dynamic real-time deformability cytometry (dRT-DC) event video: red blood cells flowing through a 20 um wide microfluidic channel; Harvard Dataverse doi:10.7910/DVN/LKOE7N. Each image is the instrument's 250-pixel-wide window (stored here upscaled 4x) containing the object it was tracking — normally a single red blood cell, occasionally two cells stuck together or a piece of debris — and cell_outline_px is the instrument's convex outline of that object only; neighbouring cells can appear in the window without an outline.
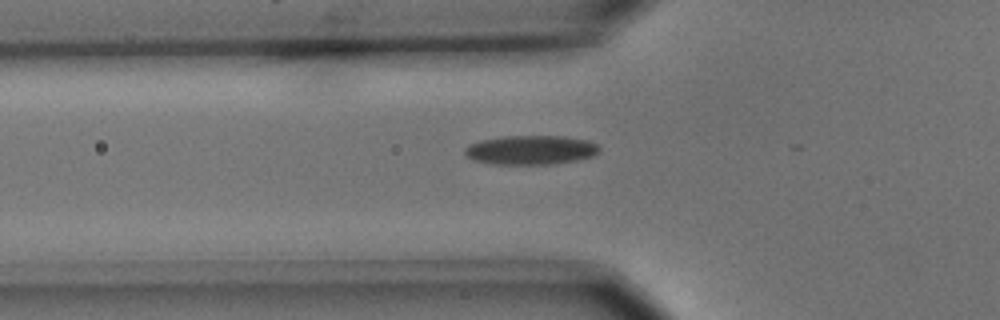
{"species": "common noctule bat (a hibernating species)", "species_latin": "Nyctalus noctula", "temperature_condition": "cold", "stored_images_in_passage": 10, "camera_frame_rate_fps": 3000, "um_per_image_px": 0.085, "animal": {"sex": "male", "body_mass_g": 15.6}, "frame": {"image": 1, "passage_image": 2, "time_ms": 0.333, "image_size_px": [1000, 320], "cell_outline_px": [[600, 152], [592, 156], [576, 160], [552, 164], [492, 164], [472, 160], [464, 152], [464, 148], [468, 144], [480, 140], [504, 136], [564, 136], [588, 140], [596, 144], [600, 148]], "centroid_in_image_um": [45.1, 12.74], "position_along_channel_um": 80.7, "area_um2": 23.0}}
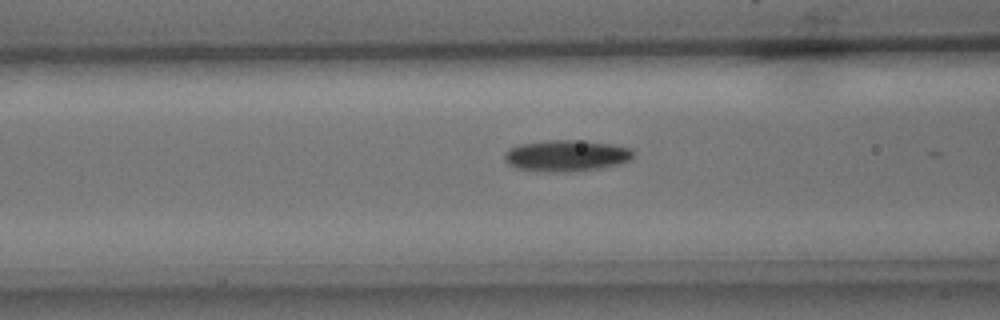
{"frame": {"image": 2, "passage_image": 5, "time_ms": 1.333, "image_size_px": [1000, 320], "cell_outline_px": [[632, 156], [628, 160], [616, 164], [596, 168], [564, 172], [548, 172], [516, 168], [508, 164], [504, 160], [504, 152], [508, 148], [520, 144], [548, 140], [572, 140], [612, 144], [632, 148]], "centroid_in_image_um": [48.06, 13.22], "position_along_channel_um": 118.5, "area_um2": 23.24}}
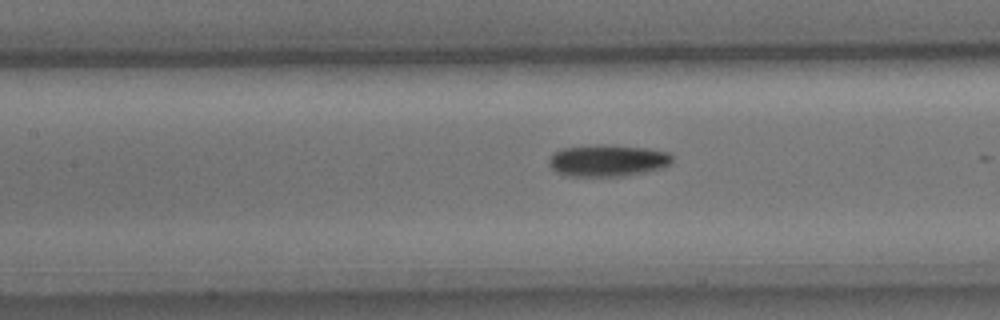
{"frame": {"image": 3, "passage_image": 8, "time_ms": 2.333, "image_size_px": [1000, 320], "cell_outline_px": [[672, 164], [664, 168], [624, 176], [568, 176], [556, 172], [548, 164], [548, 160], [552, 152], [560, 148], [596, 144], [604, 144], [648, 148], [668, 152], [672, 156]], "centroid_in_image_um": [51.63, 13.63], "position_along_channel_um": 155.8, "area_um2": 23.29}}